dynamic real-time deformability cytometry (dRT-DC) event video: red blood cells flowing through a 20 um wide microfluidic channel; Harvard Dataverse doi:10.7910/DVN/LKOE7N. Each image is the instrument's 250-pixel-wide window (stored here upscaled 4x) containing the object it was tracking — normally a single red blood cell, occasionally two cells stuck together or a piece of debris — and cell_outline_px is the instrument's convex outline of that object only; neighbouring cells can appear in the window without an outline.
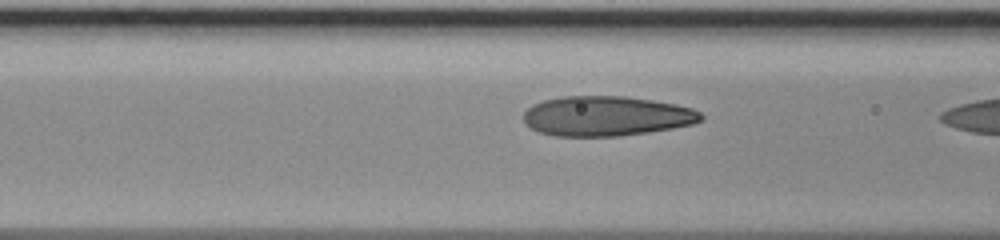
{"species": "human", "species_latin": "Homo sapiens", "temperature_condition": "room temperature", "stored_images_in_passage": 18, "camera_frame_rate_fps": 3000, "um_per_image_px": 0.085, "donor": {"sex": "male"}, "frame": {"image": 1, "passage_image": 17, "time_ms": 5.333, "image_size_px": [1000, 240], "cell_outline_px": [[704, 120], [692, 124], [672, 128], [648, 132], [620, 136], [556, 136], [540, 132], [532, 128], [524, 120], [524, 112], [532, 104], [544, 100], [564, 96], [624, 96], [652, 100], [676, 104], [692, 108], [700, 112], [704, 116]], "centroid_in_image_um": [51.57, 9.86], "position_along_channel_um": 115.0, "area_um2": 41.21}}